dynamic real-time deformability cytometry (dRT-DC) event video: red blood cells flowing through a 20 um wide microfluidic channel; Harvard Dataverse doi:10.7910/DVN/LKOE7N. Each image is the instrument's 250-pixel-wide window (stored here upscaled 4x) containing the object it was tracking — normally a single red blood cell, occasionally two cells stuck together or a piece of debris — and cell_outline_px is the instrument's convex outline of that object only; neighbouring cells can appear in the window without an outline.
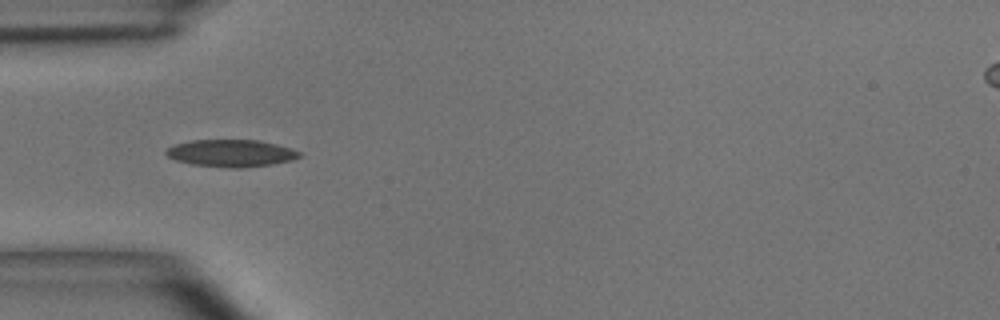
{"species": "common noctule bat (a hibernating species)", "species_latin": "Nyctalus noctula", "temperature_condition": "room temperature", "stored_images_in_passage": 36, "camera_frame_rate_fps": 3000, "um_per_image_px": 0.085, "animal": {"sex": "male", "body_mass_g": 15.6}, "frame": {"image": 1, "passage_image": 1, "time_ms": 0.0, "image_size_px": [1000, 320], "cell_outline_px": [[300, 156], [292, 160], [272, 164], [240, 168], [232, 168], [192, 164], [176, 160], [168, 156], [164, 152], [168, 148], [176, 144], [192, 140], [260, 140], [276, 144], [300, 152]], "centroid_in_image_um": [19.63, 13.02], "position_along_channel_um": 65.4, "area_um2": 20.87}}
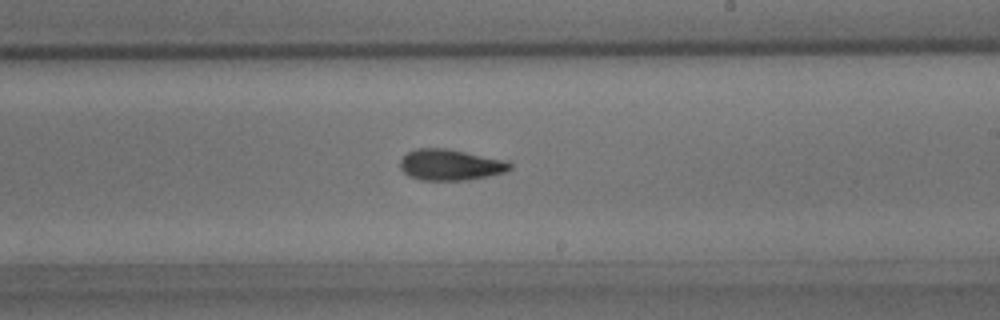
{"frame": {"image": 2, "passage_image": 15, "time_ms": 4.667, "image_size_px": [1000, 320], "cell_outline_px": [[512, 168], [504, 172], [488, 176], [464, 180], [420, 180], [408, 176], [400, 168], [400, 160], [408, 152], [416, 148], [444, 148], [508, 160], [512, 164]], "centroid_in_image_um": [38.28, 14.01], "position_along_channel_um": 250.7, "area_um2": 19.88}}
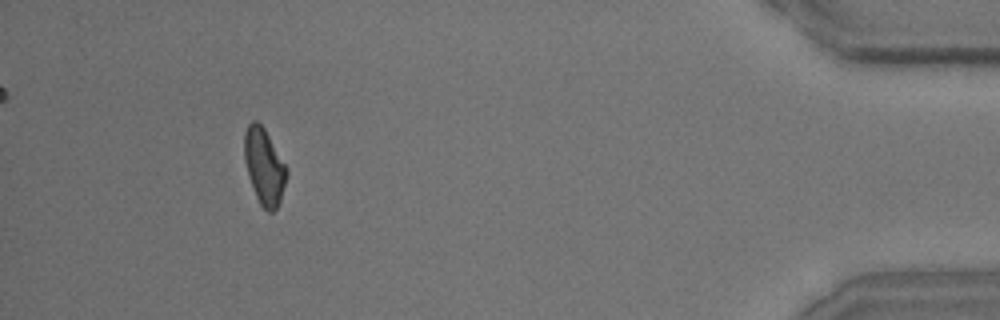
{"frame": {"image": 3, "passage_image": 32, "time_ms": 10.333, "image_size_px": [1000, 320], "cell_outline_px": [[288, 172], [280, 200], [276, 208], [272, 212], [268, 212], [260, 204], [256, 196], [248, 176], [244, 160], [244, 132], [248, 124], [252, 120], [256, 120], [264, 128], [288, 168]], "centroid_in_image_um": [22.45, 14.13], "position_along_channel_um": 412.8, "area_um2": 18.73}, "authors_computed_cell_mechanics": {"area_um2": 19.2763, "velocity_mm_per_s": 3.9607, "shape_relaxation_time_tau1_ms": 4.1062, "shape_relaxation_time_tau2_ms": 3.0848, "deformation_change_tau1": 0.1518, "deformation_change_tau2": 0.1113}}